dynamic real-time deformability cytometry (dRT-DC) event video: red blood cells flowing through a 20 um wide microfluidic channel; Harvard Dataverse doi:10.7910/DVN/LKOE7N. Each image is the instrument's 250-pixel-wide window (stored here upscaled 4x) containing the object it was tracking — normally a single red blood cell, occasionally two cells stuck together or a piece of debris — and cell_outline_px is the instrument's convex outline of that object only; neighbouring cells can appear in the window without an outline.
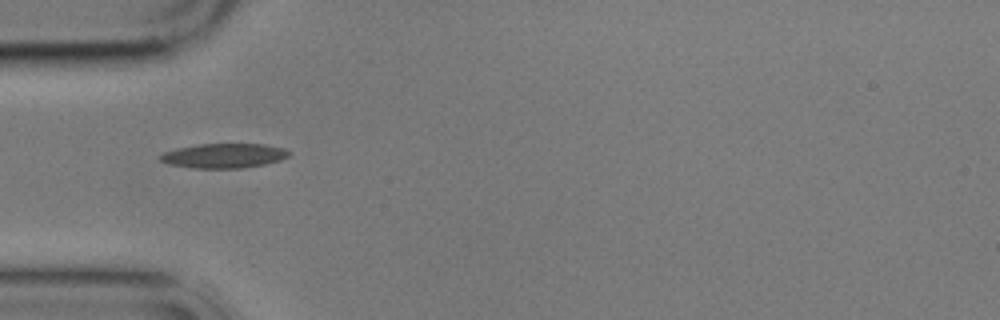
{"species": "common noctule bat (a hibernating species)", "species_latin": "Nyctalus noctula", "temperature_condition": "cold", "stored_images_in_passage": 9, "camera_frame_rate_fps": 3000, "um_per_image_px": 0.085, "animal": {"sex": "male", "body_mass_g": 17.9}, "frame": {"image": 1, "passage_image": 4, "time_ms": 4.333, "image_size_px": [1000, 320], "cell_outline_px": [[288, 156], [280, 160], [264, 164], [240, 168], [192, 168], [168, 164], [160, 160], [156, 156], [164, 152], [180, 148], [200, 144], [264, 144], [284, 148], [288, 152]], "centroid_in_image_um": [18.99, 13.24], "position_along_channel_um": 66.0, "area_um2": 18.26}}
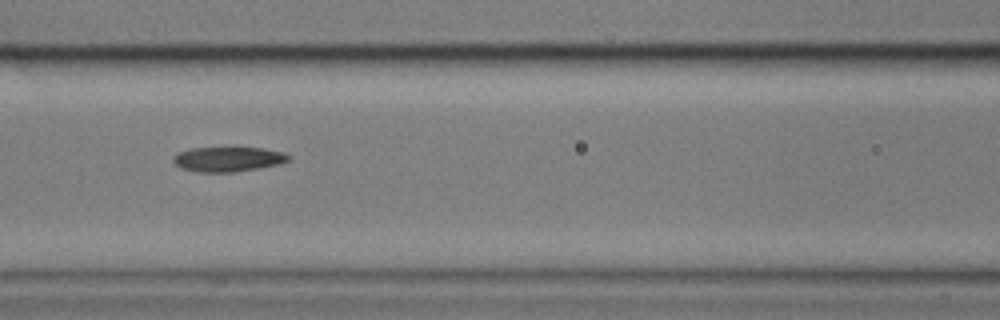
{"frame": {"image": 2, "passage_image": 6, "time_ms": 6.667, "image_size_px": [1000, 320], "cell_outline_px": [[292, 156], [288, 160], [280, 164], [236, 172], [196, 172], [180, 168], [172, 160], [172, 156], [188, 148], [264, 148], [284, 152]], "centroid_in_image_um": [19.38, 13.53], "position_along_channel_um": 147.2, "area_um2": 16.76}}